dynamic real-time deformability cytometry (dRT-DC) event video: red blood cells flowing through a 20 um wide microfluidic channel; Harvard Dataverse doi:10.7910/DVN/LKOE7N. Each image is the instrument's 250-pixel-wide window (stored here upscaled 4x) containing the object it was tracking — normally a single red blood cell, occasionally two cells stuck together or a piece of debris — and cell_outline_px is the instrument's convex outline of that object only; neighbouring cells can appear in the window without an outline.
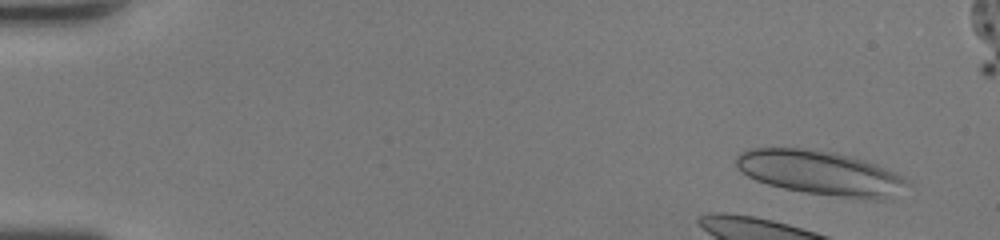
{"species": "human", "species_latin": "Homo sapiens", "temperature_condition": "room temperature", "stored_images_in_passage": 16, "camera_frame_rate_fps": 3000, "um_per_image_px": 0.085, "donor": {"sex": "female"}, "frame": {"image": 1, "passage_image": 3, "time_ms": 0.667, "image_size_px": [1000, 240], "cell_outline_px": [[912, 184], [892, 200], [872, 200], [804, 192], [784, 188], [768, 184], [756, 180], [740, 172], [736, 164], [736, 156], [740, 152], [748, 148], [804, 148], [836, 152], [864, 160], [876, 164], [896, 172], [904, 176]], "centroid_in_image_um": [69.82, 14.7], "position_along_channel_um": 15.2, "area_um2": 44.85}}